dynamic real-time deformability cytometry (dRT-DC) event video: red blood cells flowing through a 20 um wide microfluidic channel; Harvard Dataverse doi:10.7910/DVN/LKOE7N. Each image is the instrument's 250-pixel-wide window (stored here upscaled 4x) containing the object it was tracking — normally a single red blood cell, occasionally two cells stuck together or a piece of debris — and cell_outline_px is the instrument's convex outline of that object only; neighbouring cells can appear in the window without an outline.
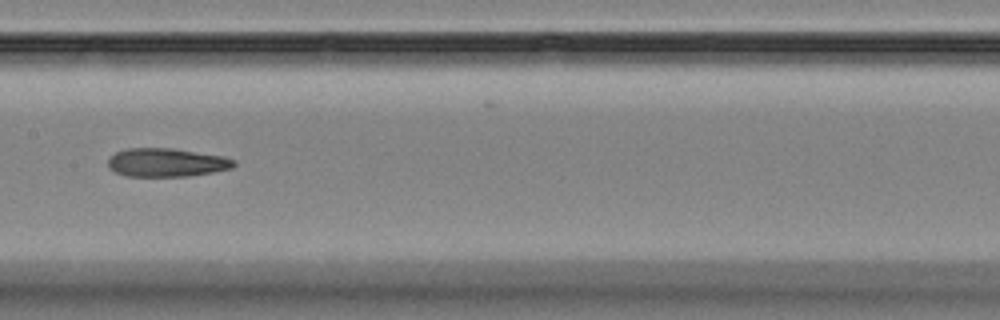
{"species": "Egyptian fruit bat (a non-hibernating species)", "species_latin": "Rousettus aegyptiacus", "temperature_condition": "room temperature", "stored_images_in_passage": 17, "camera_frame_rate_fps": 3000, "um_per_image_px": 0.085, "animal": {"sex": "female"}, "frame": {"image": 1, "passage_image": 9, "time_ms": 9.333, "image_size_px": [1000, 320], "cell_outline_px": [[236, 164], [232, 168], [212, 172], [188, 176], [128, 176], [116, 172], [108, 168], [108, 160], [116, 152], [128, 148], [172, 148], [224, 156], [236, 160]], "centroid_in_image_um": [14.18, 13.81], "position_along_channel_um": 193.2, "area_um2": 20.87}}
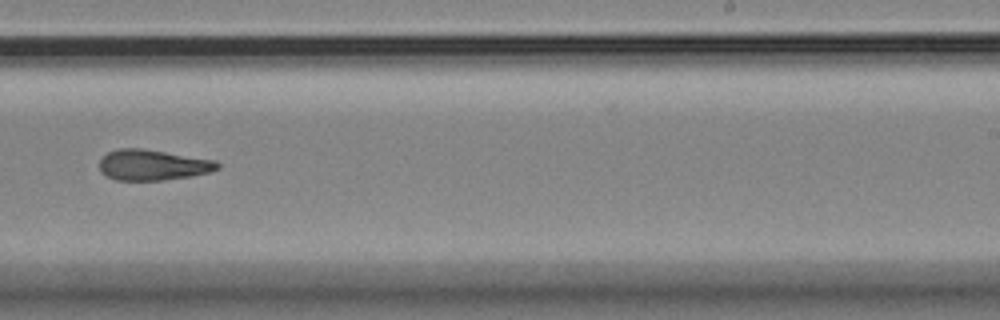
{"frame": {"image": 2, "passage_image": 11, "time_ms": 11.667, "image_size_px": [1000, 320], "cell_outline_px": [[220, 168], [208, 172], [192, 176], [164, 180], [116, 180], [100, 172], [100, 160], [108, 152], [116, 148], [144, 148], [216, 160], [220, 164]], "centroid_in_image_um": [13.0, 14.01], "position_along_channel_um": 276.0, "area_um2": 21.21}}
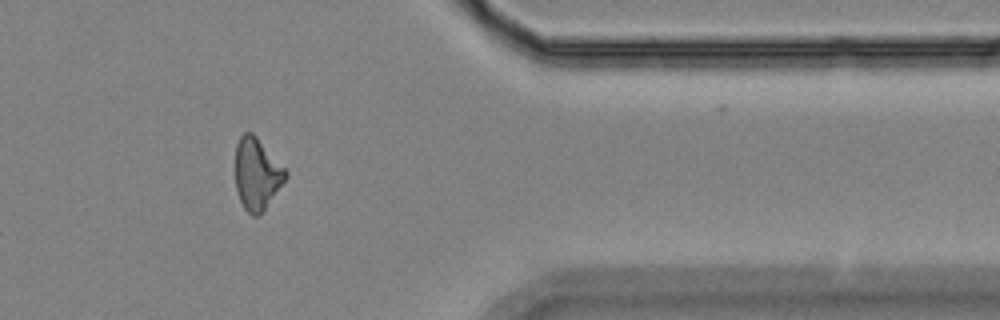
{"frame": {"image": 3, "passage_image": 14, "time_ms": 15.333, "image_size_px": [1000, 320], "cell_outline_px": [[288, 176], [264, 212], [256, 216], [252, 216], [244, 208], [240, 200], [236, 188], [236, 144], [240, 136], [244, 132], [252, 132], [256, 136], [288, 172]], "centroid_in_image_um": [21.84, 14.81], "position_along_channel_um": 389.6, "area_um2": 20.98}}